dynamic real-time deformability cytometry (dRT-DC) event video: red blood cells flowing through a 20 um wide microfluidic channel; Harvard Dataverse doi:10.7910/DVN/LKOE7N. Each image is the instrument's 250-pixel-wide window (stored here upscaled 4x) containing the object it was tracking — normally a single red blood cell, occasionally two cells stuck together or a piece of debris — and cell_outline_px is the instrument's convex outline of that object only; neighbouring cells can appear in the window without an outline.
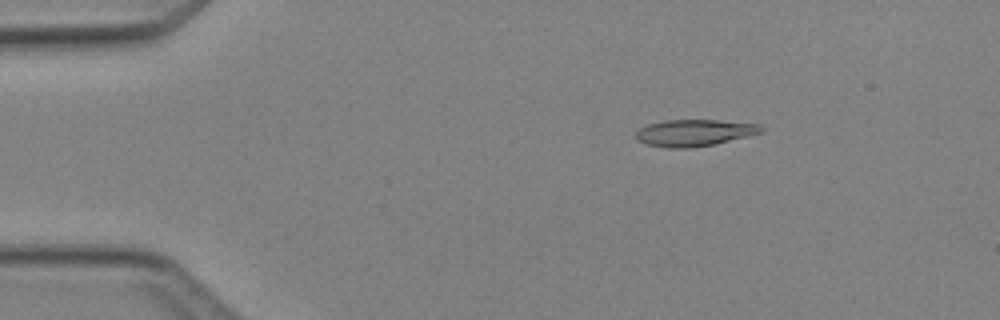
{"species": "Egyptian fruit bat (a non-hibernating species)", "species_latin": "Rousettus aegyptiacus", "temperature_condition": "cold", "stored_images_in_passage": 7, "camera_frame_rate_fps": 3000, "um_per_image_px": 0.085, "animal": {"sex": "female"}, "frame": {"image": 1, "passage_image": 2, "time_ms": 1.333, "image_size_px": [1000, 320], "cell_outline_px": [[764, 132], [716, 144], [692, 148], [668, 148], [648, 144], [636, 140], [636, 132], [640, 128], [648, 124], [664, 120], [720, 120], [760, 124], [764, 128]], "centroid_in_image_um": [59.05, 11.28], "position_along_channel_um": 25.9, "area_um2": 19.65}}
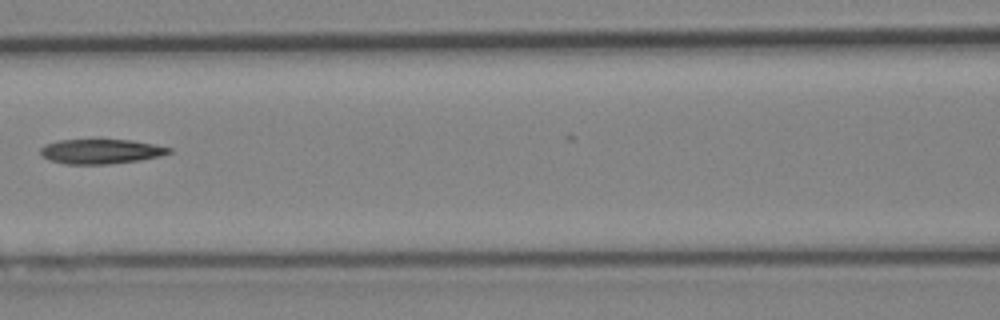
{"frame": {"image": 2, "passage_image": 6, "time_ms": 6.0, "image_size_px": [1000, 320], "cell_outline_px": [[172, 152], [160, 156], [140, 160], [108, 164], [64, 164], [48, 160], [40, 152], [40, 148], [44, 144], [60, 140], [132, 140], [172, 148]], "centroid_in_image_um": [8.56, 12.87], "position_along_channel_um": 158.0, "area_um2": 18.44}}
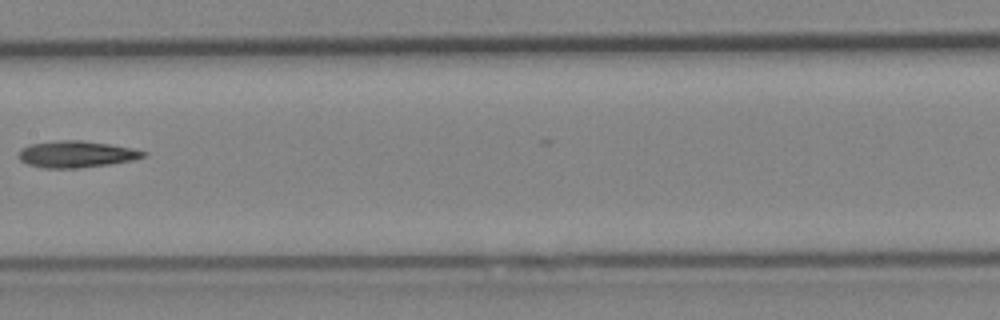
{"frame": {"image": 3, "passage_image": 7, "time_ms": 7.0, "image_size_px": [1000, 320], "cell_outline_px": [[148, 156], [132, 160], [108, 164], [76, 168], [44, 168], [28, 164], [20, 160], [16, 156], [20, 148], [32, 144], [60, 140], [80, 140], [108, 144], [148, 152]], "centroid_in_image_um": [6.45, 13.11], "position_along_channel_um": 201.0, "area_um2": 19.19}}